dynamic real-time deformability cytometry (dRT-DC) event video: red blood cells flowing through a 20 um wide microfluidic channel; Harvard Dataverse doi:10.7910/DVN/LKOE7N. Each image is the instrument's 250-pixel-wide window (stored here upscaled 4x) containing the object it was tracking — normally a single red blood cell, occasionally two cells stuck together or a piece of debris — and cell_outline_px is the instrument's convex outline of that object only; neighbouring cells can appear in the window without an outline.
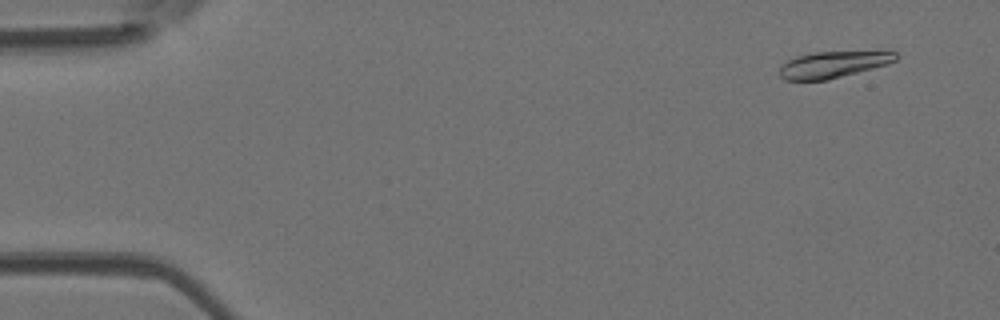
{"species": "Egyptian fruit bat (a non-hibernating species)", "species_latin": "Rousettus aegyptiacus", "temperature_condition": "room temperature", "stored_images_in_passage": 52, "camera_frame_rate_fps": 3000, "um_per_image_px": 0.085, "animal": {"sex": "female"}, "frame": {"image": 1, "passage_image": 4, "time_ms": 1.0, "image_size_px": [1000, 320], "cell_outline_px": [[900, 56], [896, 60], [888, 64], [828, 80], [784, 80], [780, 76], [780, 68], [788, 60], [796, 56], [816, 52], [896, 52]], "centroid_in_image_um": [70.82, 5.49], "position_along_channel_um": 14.2, "area_um2": 17.69}}
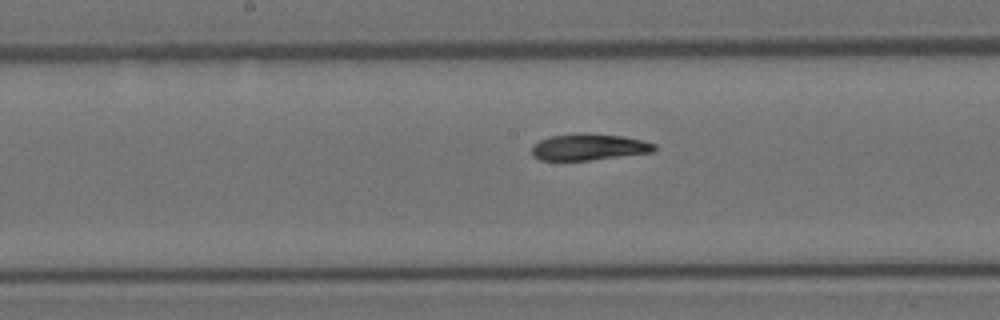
{"frame": {"image": 2, "passage_image": 27, "time_ms": 8.667, "image_size_px": [1000, 320], "cell_outline_px": [[656, 148], [652, 152], [588, 160], [540, 160], [532, 156], [532, 144], [548, 136], [580, 132], [588, 132], [624, 136], [644, 140], [656, 144]], "centroid_in_image_um": [50.03, 12.47], "position_along_channel_um": 198.2, "area_um2": 19.19}}
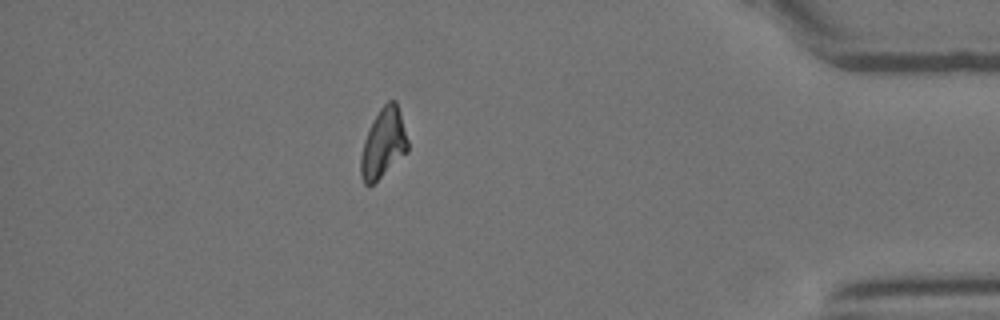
{"frame": {"image": 3, "passage_image": 46, "time_ms": 15.0, "image_size_px": [1000, 320], "cell_outline_px": [[408, 152], [372, 184], [364, 184], [360, 176], [360, 156], [364, 140], [372, 120], [380, 108], [388, 100], [396, 100], [408, 140]], "centroid_in_image_um": [32.57, 12.17], "position_along_channel_um": 402.6, "area_um2": 18.96}, "authors_computed_cell_mechanics": {"area_um2": 19.1607, "velocity_mm_per_s": 3.8992, "shape_relaxation_time_tau1_ms": 5.2288, "shape_relaxation_time_tau2_ms": 2.6967, "deformation_change_tau1": 0.1867, "deformation_change_tau2": 0.0774}}